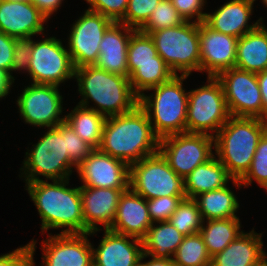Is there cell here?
I'll return each mask as SVG.
<instances>
[{
	"mask_svg": "<svg viewBox=\"0 0 267 266\" xmlns=\"http://www.w3.org/2000/svg\"><path fill=\"white\" fill-rule=\"evenodd\" d=\"M254 2L256 0H229L214 12L207 13L204 22L213 30L240 38L264 22L260 17L253 24L249 23L254 11Z\"/></svg>",
	"mask_w": 267,
	"mask_h": 266,
	"instance_id": "21",
	"label": "cell"
},
{
	"mask_svg": "<svg viewBox=\"0 0 267 266\" xmlns=\"http://www.w3.org/2000/svg\"><path fill=\"white\" fill-rule=\"evenodd\" d=\"M38 10L49 20L62 6L64 0H30Z\"/></svg>",
	"mask_w": 267,
	"mask_h": 266,
	"instance_id": "45",
	"label": "cell"
},
{
	"mask_svg": "<svg viewBox=\"0 0 267 266\" xmlns=\"http://www.w3.org/2000/svg\"><path fill=\"white\" fill-rule=\"evenodd\" d=\"M159 141L147 113L138 104L130 112L106 117L98 149L130 166L159 152Z\"/></svg>",
	"mask_w": 267,
	"mask_h": 266,
	"instance_id": "2",
	"label": "cell"
},
{
	"mask_svg": "<svg viewBox=\"0 0 267 266\" xmlns=\"http://www.w3.org/2000/svg\"><path fill=\"white\" fill-rule=\"evenodd\" d=\"M161 0H129L124 17L119 21L138 30L149 18Z\"/></svg>",
	"mask_w": 267,
	"mask_h": 266,
	"instance_id": "38",
	"label": "cell"
},
{
	"mask_svg": "<svg viewBox=\"0 0 267 266\" xmlns=\"http://www.w3.org/2000/svg\"><path fill=\"white\" fill-rule=\"evenodd\" d=\"M175 266H210L208 254L200 233L184 236L182 243L173 255Z\"/></svg>",
	"mask_w": 267,
	"mask_h": 266,
	"instance_id": "32",
	"label": "cell"
},
{
	"mask_svg": "<svg viewBox=\"0 0 267 266\" xmlns=\"http://www.w3.org/2000/svg\"><path fill=\"white\" fill-rule=\"evenodd\" d=\"M262 95L263 119L267 120V69L256 74Z\"/></svg>",
	"mask_w": 267,
	"mask_h": 266,
	"instance_id": "46",
	"label": "cell"
},
{
	"mask_svg": "<svg viewBox=\"0 0 267 266\" xmlns=\"http://www.w3.org/2000/svg\"><path fill=\"white\" fill-rule=\"evenodd\" d=\"M126 190L80 187L85 233L91 237L112 226L120 197Z\"/></svg>",
	"mask_w": 267,
	"mask_h": 266,
	"instance_id": "18",
	"label": "cell"
},
{
	"mask_svg": "<svg viewBox=\"0 0 267 266\" xmlns=\"http://www.w3.org/2000/svg\"><path fill=\"white\" fill-rule=\"evenodd\" d=\"M182 235L169 221L154 222L142 239L143 253L155 258L173 259Z\"/></svg>",
	"mask_w": 267,
	"mask_h": 266,
	"instance_id": "28",
	"label": "cell"
},
{
	"mask_svg": "<svg viewBox=\"0 0 267 266\" xmlns=\"http://www.w3.org/2000/svg\"><path fill=\"white\" fill-rule=\"evenodd\" d=\"M56 128L66 136V150L70 161L77 167L87 158L94 148L81 139L65 121L59 123Z\"/></svg>",
	"mask_w": 267,
	"mask_h": 266,
	"instance_id": "37",
	"label": "cell"
},
{
	"mask_svg": "<svg viewBox=\"0 0 267 266\" xmlns=\"http://www.w3.org/2000/svg\"><path fill=\"white\" fill-rule=\"evenodd\" d=\"M59 87L52 84L29 83L22 89L16 103L18 112L26 124L48 129L65 121V115H62L65 109L64 98Z\"/></svg>",
	"mask_w": 267,
	"mask_h": 266,
	"instance_id": "11",
	"label": "cell"
},
{
	"mask_svg": "<svg viewBox=\"0 0 267 266\" xmlns=\"http://www.w3.org/2000/svg\"><path fill=\"white\" fill-rule=\"evenodd\" d=\"M206 80V85L188 90L186 132L214 137L230 114L220 81L212 76H207Z\"/></svg>",
	"mask_w": 267,
	"mask_h": 266,
	"instance_id": "8",
	"label": "cell"
},
{
	"mask_svg": "<svg viewBox=\"0 0 267 266\" xmlns=\"http://www.w3.org/2000/svg\"><path fill=\"white\" fill-rule=\"evenodd\" d=\"M263 4V6H265L267 8V0H260Z\"/></svg>",
	"mask_w": 267,
	"mask_h": 266,
	"instance_id": "50",
	"label": "cell"
},
{
	"mask_svg": "<svg viewBox=\"0 0 267 266\" xmlns=\"http://www.w3.org/2000/svg\"><path fill=\"white\" fill-rule=\"evenodd\" d=\"M152 223L147 200L129 188L120 197L115 220L109 230L142 240Z\"/></svg>",
	"mask_w": 267,
	"mask_h": 266,
	"instance_id": "22",
	"label": "cell"
},
{
	"mask_svg": "<svg viewBox=\"0 0 267 266\" xmlns=\"http://www.w3.org/2000/svg\"><path fill=\"white\" fill-rule=\"evenodd\" d=\"M235 68L256 74L267 69V26L264 22L238 38Z\"/></svg>",
	"mask_w": 267,
	"mask_h": 266,
	"instance_id": "26",
	"label": "cell"
},
{
	"mask_svg": "<svg viewBox=\"0 0 267 266\" xmlns=\"http://www.w3.org/2000/svg\"><path fill=\"white\" fill-rule=\"evenodd\" d=\"M34 40L32 37V54L27 72L31 83L60 86L61 83L74 79L75 68L61 39L47 36Z\"/></svg>",
	"mask_w": 267,
	"mask_h": 266,
	"instance_id": "10",
	"label": "cell"
},
{
	"mask_svg": "<svg viewBox=\"0 0 267 266\" xmlns=\"http://www.w3.org/2000/svg\"><path fill=\"white\" fill-rule=\"evenodd\" d=\"M48 19L30 1L0 0V31L14 38H34L42 34Z\"/></svg>",
	"mask_w": 267,
	"mask_h": 266,
	"instance_id": "19",
	"label": "cell"
},
{
	"mask_svg": "<svg viewBox=\"0 0 267 266\" xmlns=\"http://www.w3.org/2000/svg\"><path fill=\"white\" fill-rule=\"evenodd\" d=\"M15 80L4 69L0 68V100L10 94L11 88Z\"/></svg>",
	"mask_w": 267,
	"mask_h": 266,
	"instance_id": "47",
	"label": "cell"
},
{
	"mask_svg": "<svg viewBox=\"0 0 267 266\" xmlns=\"http://www.w3.org/2000/svg\"><path fill=\"white\" fill-rule=\"evenodd\" d=\"M149 257V261H144V259ZM151 257V258H150ZM139 266H175L173 259H166V258H155L152 255L143 253L140 261Z\"/></svg>",
	"mask_w": 267,
	"mask_h": 266,
	"instance_id": "48",
	"label": "cell"
},
{
	"mask_svg": "<svg viewBox=\"0 0 267 266\" xmlns=\"http://www.w3.org/2000/svg\"><path fill=\"white\" fill-rule=\"evenodd\" d=\"M214 137L203 133H179L159 141V152L178 176L185 178L213 155Z\"/></svg>",
	"mask_w": 267,
	"mask_h": 266,
	"instance_id": "12",
	"label": "cell"
},
{
	"mask_svg": "<svg viewBox=\"0 0 267 266\" xmlns=\"http://www.w3.org/2000/svg\"><path fill=\"white\" fill-rule=\"evenodd\" d=\"M267 131V120L230 116L214 136V154L233 179L249 170L259 139Z\"/></svg>",
	"mask_w": 267,
	"mask_h": 266,
	"instance_id": "4",
	"label": "cell"
},
{
	"mask_svg": "<svg viewBox=\"0 0 267 266\" xmlns=\"http://www.w3.org/2000/svg\"><path fill=\"white\" fill-rule=\"evenodd\" d=\"M105 120L102 114L79 104L65 115V122L94 149L100 146Z\"/></svg>",
	"mask_w": 267,
	"mask_h": 266,
	"instance_id": "29",
	"label": "cell"
},
{
	"mask_svg": "<svg viewBox=\"0 0 267 266\" xmlns=\"http://www.w3.org/2000/svg\"><path fill=\"white\" fill-rule=\"evenodd\" d=\"M168 221L184 236L200 233L202 217L197 202L185 198Z\"/></svg>",
	"mask_w": 267,
	"mask_h": 266,
	"instance_id": "34",
	"label": "cell"
},
{
	"mask_svg": "<svg viewBox=\"0 0 267 266\" xmlns=\"http://www.w3.org/2000/svg\"><path fill=\"white\" fill-rule=\"evenodd\" d=\"M37 240L20 246L12 252L0 255V266H33Z\"/></svg>",
	"mask_w": 267,
	"mask_h": 266,
	"instance_id": "41",
	"label": "cell"
},
{
	"mask_svg": "<svg viewBox=\"0 0 267 266\" xmlns=\"http://www.w3.org/2000/svg\"><path fill=\"white\" fill-rule=\"evenodd\" d=\"M200 72L216 77L222 71L235 68L238 38L199 23Z\"/></svg>",
	"mask_w": 267,
	"mask_h": 266,
	"instance_id": "17",
	"label": "cell"
},
{
	"mask_svg": "<svg viewBox=\"0 0 267 266\" xmlns=\"http://www.w3.org/2000/svg\"><path fill=\"white\" fill-rule=\"evenodd\" d=\"M189 75H175L170 81L157 85L153 91L139 97V105L145 110L155 135L162 139L186 132L188 91L183 81Z\"/></svg>",
	"mask_w": 267,
	"mask_h": 266,
	"instance_id": "5",
	"label": "cell"
},
{
	"mask_svg": "<svg viewBox=\"0 0 267 266\" xmlns=\"http://www.w3.org/2000/svg\"><path fill=\"white\" fill-rule=\"evenodd\" d=\"M216 78L222 85L230 116L263 119L262 95L256 73L231 68Z\"/></svg>",
	"mask_w": 267,
	"mask_h": 266,
	"instance_id": "13",
	"label": "cell"
},
{
	"mask_svg": "<svg viewBox=\"0 0 267 266\" xmlns=\"http://www.w3.org/2000/svg\"><path fill=\"white\" fill-rule=\"evenodd\" d=\"M113 21L98 12L86 9L75 23L67 42L74 68L95 65L99 56V45L102 37Z\"/></svg>",
	"mask_w": 267,
	"mask_h": 266,
	"instance_id": "14",
	"label": "cell"
},
{
	"mask_svg": "<svg viewBox=\"0 0 267 266\" xmlns=\"http://www.w3.org/2000/svg\"><path fill=\"white\" fill-rule=\"evenodd\" d=\"M103 238L93 247V266H137L143 254L142 240L103 229ZM131 239V240H130Z\"/></svg>",
	"mask_w": 267,
	"mask_h": 266,
	"instance_id": "20",
	"label": "cell"
},
{
	"mask_svg": "<svg viewBox=\"0 0 267 266\" xmlns=\"http://www.w3.org/2000/svg\"><path fill=\"white\" fill-rule=\"evenodd\" d=\"M15 38L0 31V68L11 76Z\"/></svg>",
	"mask_w": 267,
	"mask_h": 266,
	"instance_id": "44",
	"label": "cell"
},
{
	"mask_svg": "<svg viewBox=\"0 0 267 266\" xmlns=\"http://www.w3.org/2000/svg\"><path fill=\"white\" fill-rule=\"evenodd\" d=\"M263 233L243 231L224 250L211 257L210 266H254L267 257Z\"/></svg>",
	"mask_w": 267,
	"mask_h": 266,
	"instance_id": "24",
	"label": "cell"
},
{
	"mask_svg": "<svg viewBox=\"0 0 267 266\" xmlns=\"http://www.w3.org/2000/svg\"><path fill=\"white\" fill-rule=\"evenodd\" d=\"M157 50L149 34L135 30L127 49L128 77L136 70V64L157 63Z\"/></svg>",
	"mask_w": 267,
	"mask_h": 266,
	"instance_id": "33",
	"label": "cell"
},
{
	"mask_svg": "<svg viewBox=\"0 0 267 266\" xmlns=\"http://www.w3.org/2000/svg\"><path fill=\"white\" fill-rule=\"evenodd\" d=\"M175 73L157 55V63L136 64V70L129 76L134 93L140 97L157 85L170 81Z\"/></svg>",
	"mask_w": 267,
	"mask_h": 266,
	"instance_id": "31",
	"label": "cell"
},
{
	"mask_svg": "<svg viewBox=\"0 0 267 266\" xmlns=\"http://www.w3.org/2000/svg\"><path fill=\"white\" fill-rule=\"evenodd\" d=\"M74 79L82 98L78 104L105 117L130 112L139 104V97L134 93L129 77L87 65L75 69ZM90 102H94L93 106L89 105Z\"/></svg>",
	"mask_w": 267,
	"mask_h": 266,
	"instance_id": "3",
	"label": "cell"
},
{
	"mask_svg": "<svg viewBox=\"0 0 267 266\" xmlns=\"http://www.w3.org/2000/svg\"><path fill=\"white\" fill-rule=\"evenodd\" d=\"M6 1H28V0H6Z\"/></svg>",
	"mask_w": 267,
	"mask_h": 266,
	"instance_id": "51",
	"label": "cell"
},
{
	"mask_svg": "<svg viewBox=\"0 0 267 266\" xmlns=\"http://www.w3.org/2000/svg\"><path fill=\"white\" fill-rule=\"evenodd\" d=\"M88 3L89 10L98 12L111 19L113 22H119L125 15L129 0H84Z\"/></svg>",
	"mask_w": 267,
	"mask_h": 266,
	"instance_id": "40",
	"label": "cell"
},
{
	"mask_svg": "<svg viewBox=\"0 0 267 266\" xmlns=\"http://www.w3.org/2000/svg\"><path fill=\"white\" fill-rule=\"evenodd\" d=\"M240 228H242L240 218L203 221L200 234L203 237L208 254L212 257L224 250L243 232Z\"/></svg>",
	"mask_w": 267,
	"mask_h": 266,
	"instance_id": "30",
	"label": "cell"
},
{
	"mask_svg": "<svg viewBox=\"0 0 267 266\" xmlns=\"http://www.w3.org/2000/svg\"><path fill=\"white\" fill-rule=\"evenodd\" d=\"M177 12L185 21L201 23L205 21L203 12L207 0H170ZM193 18V19H192Z\"/></svg>",
	"mask_w": 267,
	"mask_h": 266,
	"instance_id": "43",
	"label": "cell"
},
{
	"mask_svg": "<svg viewBox=\"0 0 267 266\" xmlns=\"http://www.w3.org/2000/svg\"><path fill=\"white\" fill-rule=\"evenodd\" d=\"M13 52L11 77L15 80V76L12 74L13 72H28L32 54V38H15Z\"/></svg>",
	"mask_w": 267,
	"mask_h": 266,
	"instance_id": "42",
	"label": "cell"
},
{
	"mask_svg": "<svg viewBox=\"0 0 267 266\" xmlns=\"http://www.w3.org/2000/svg\"><path fill=\"white\" fill-rule=\"evenodd\" d=\"M158 55L175 75L200 72L199 23L184 21L182 24L153 31L149 34Z\"/></svg>",
	"mask_w": 267,
	"mask_h": 266,
	"instance_id": "7",
	"label": "cell"
},
{
	"mask_svg": "<svg viewBox=\"0 0 267 266\" xmlns=\"http://www.w3.org/2000/svg\"><path fill=\"white\" fill-rule=\"evenodd\" d=\"M229 184L223 188L204 192L194 198L203 221L212 219L239 218L240 203Z\"/></svg>",
	"mask_w": 267,
	"mask_h": 266,
	"instance_id": "27",
	"label": "cell"
},
{
	"mask_svg": "<svg viewBox=\"0 0 267 266\" xmlns=\"http://www.w3.org/2000/svg\"><path fill=\"white\" fill-rule=\"evenodd\" d=\"M185 198L186 196H164L147 200L151 221L153 223L168 221Z\"/></svg>",
	"mask_w": 267,
	"mask_h": 266,
	"instance_id": "39",
	"label": "cell"
},
{
	"mask_svg": "<svg viewBox=\"0 0 267 266\" xmlns=\"http://www.w3.org/2000/svg\"><path fill=\"white\" fill-rule=\"evenodd\" d=\"M240 181L244 188L256 181L267 192V131L259 139L250 168Z\"/></svg>",
	"mask_w": 267,
	"mask_h": 266,
	"instance_id": "36",
	"label": "cell"
},
{
	"mask_svg": "<svg viewBox=\"0 0 267 266\" xmlns=\"http://www.w3.org/2000/svg\"><path fill=\"white\" fill-rule=\"evenodd\" d=\"M69 180L25 183L24 189L41 218L42 235L49 229H61L60 234L85 233L80 186L68 187Z\"/></svg>",
	"mask_w": 267,
	"mask_h": 266,
	"instance_id": "1",
	"label": "cell"
},
{
	"mask_svg": "<svg viewBox=\"0 0 267 266\" xmlns=\"http://www.w3.org/2000/svg\"><path fill=\"white\" fill-rule=\"evenodd\" d=\"M45 134L27 149L19 178L25 183L43 180L68 179L76 166L70 161L66 150V136L56 128H48Z\"/></svg>",
	"mask_w": 267,
	"mask_h": 266,
	"instance_id": "6",
	"label": "cell"
},
{
	"mask_svg": "<svg viewBox=\"0 0 267 266\" xmlns=\"http://www.w3.org/2000/svg\"><path fill=\"white\" fill-rule=\"evenodd\" d=\"M41 241V266H93L90 233L52 234ZM35 266V260H33Z\"/></svg>",
	"mask_w": 267,
	"mask_h": 266,
	"instance_id": "15",
	"label": "cell"
},
{
	"mask_svg": "<svg viewBox=\"0 0 267 266\" xmlns=\"http://www.w3.org/2000/svg\"><path fill=\"white\" fill-rule=\"evenodd\" d=\"M80 187L129 189V165L94 149L76 168Z\"/></svg>",
	"mask_w": 267,
	"mask_h": 266,
	"instance_id": "16",
	"label": "cell"
},
{
	"mask_svg": "<svg viewBox=\"0 0 267 266\" xmlns=\"http://www.w3.org/2000/svg\"><path fill=\"white\" fill-rule=\"evenodd\" d=\"M129 188L146 200L186 196L184 178L176 174L160 152L129 166Z\"/></svg>",
	"mask_w": 267,
	"mask_h": 266,
	"instance_id": "9",
	"label": "cell"
},
{
	"mask_svg": "<svg viewBox=\"0 0 267 266\" xmlns=\"http://www.w3.org/2000/svg\"><path fill=\"white\" fill-rule=\"evenodd\" d=\"M184 21L170 0H161L138 30L150 34L153 31L178 26Z\"/></svg>",
	"mask_w": 267,
	"mask_h": 266,
	"instance_id": "35",
	"label": "cell"
},
{
	"mask_svg": "<svg viewBox=\"0 0 267 266\" xmlns=\"http://www.w3.org/2000/svg\"><path fill=\"white\" fill-rule=\"evenodd\" d=\"M135 30L123 23L113 22L102 37L95 66L128 77L127 49Z\"/></svg>",
	"mask_w": 267,
	"mask_h": 266,
	"instance_id": "23",
	"label": "cell"
},
{
	"mask_svg": "<svg viewBox=\"0 0 267 266\" xmlns=\"http://www.w3.org/2000/svg\"><path fill=\"white\" fill-rule=\"evenodd\" d=\"M254 266H267V257L262 262L254 265Z\"/></svg>",
	"mask_w": 267,
	"mask_h": 266,
	"instance_id": "49",
	"label": "cell"
},
{
	"mask_svg": "<svg viewBox=\"0 0 267 266\" xmlns=\"http://www.w3.org/2000/svg\"><path fill=\"white\" fill-rule=\"evenodd\" d=\"M186 198L194 199L201 193L217 190L232 182L237 189L242 188L240 180L233 179L225 166L214 154L208 161L197 166L184 178Z\"/></svg>",
	"mask_w": 267,
	"mask_h": 266,
	"instance_id": "25",
	"label": "cell"
}]
</instances>
